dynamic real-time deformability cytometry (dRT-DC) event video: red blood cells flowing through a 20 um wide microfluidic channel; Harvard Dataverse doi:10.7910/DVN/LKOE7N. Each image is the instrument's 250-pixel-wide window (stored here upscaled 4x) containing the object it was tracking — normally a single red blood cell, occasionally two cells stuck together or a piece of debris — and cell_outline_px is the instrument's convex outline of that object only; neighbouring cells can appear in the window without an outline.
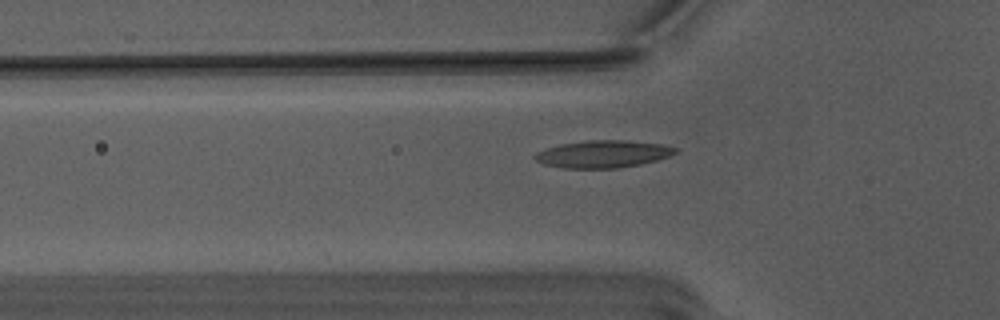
{"species": "Egyptian fruit bat (a non-hibernating species)", "species_latin": "Rousettus aegyptiacus", "temperature_condition": "warm", "stored_images_in_passage": 41, "camera_frame_rate_fps": 3000, "um_per_image_px": 0.085, "animal": {"sex": "male"}, "frame": {"image": 1, "passage_image": 7, "time_ms": 2.0, "image_size_px": [1000, 320], "cell_outline_px": [[680, 152], [656, 160], [640, 164], [620, 168], [564, 168], [544, 164], [536, 160], [532, 156], [536, 152], [560, 144], [588, 140], [624, 140], [660, 144], [680, 148]], "centroid_in_image_um": [51.28, 13.09], "position_along_channel_um": 74.5, "area_um2": 22.37}}
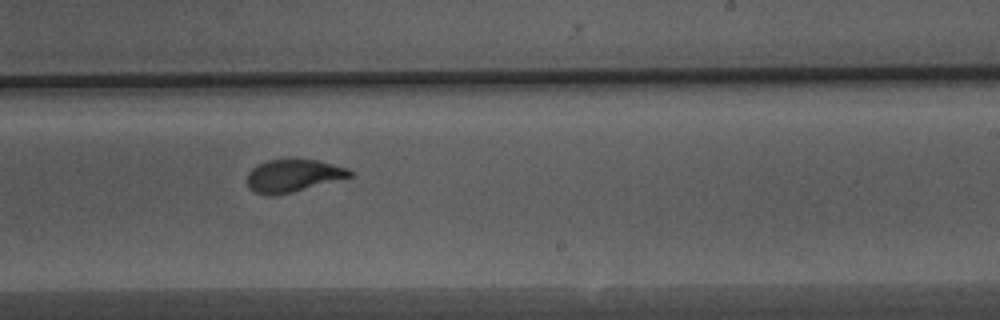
{"frame": {"image": 2, "passage_image": 22, "time_ms": 7.0, "image_size_px": [1000, 320], "cell_outline_px": [[352, 176], [288, 192], [268, 196], [256, 192], [248, 188], [248, 172], [256, 164], [268, 160], [316, 160], [348, 168], [352, 172]], "centroid_in_image_um": [24.86, 14.92], "position_along_channel_um": 264.1, "area_um2": 18.84}}
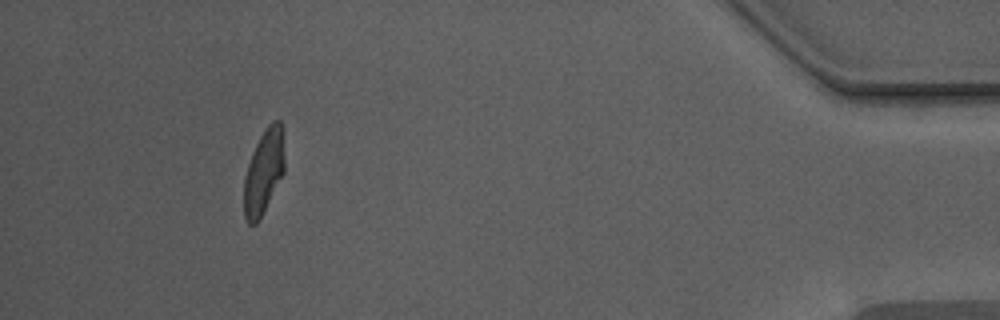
{"frame": {"image": 3, "passage_image": 39, "time_ms": 12.667, "image_size_px": [1000, 320], "cell_outline_px": [[284, 172], [260, 220], [256, 224], [248, 224], [244, 216], [244, 176], [252, 152], [260, 136], [268, 124], [272, 120], [280, 120], [284, 160]], "centroid_in_image_um": [22.4, 14.64], "position_along_channel_um": 412.8, "area_um2": 19.88}, "authors_computed_cell_mechanics": {"area_um2": 20.4034, "velocity_mm_per_s": 3.7835, "shape_relaxation_time_tau1_ms": 4.4173, "shape_relaxation_time_tau2_ms": 0.9155, "deformation_change_tau1": 0.1933, "deformation_change_tau2": 0.0771}}